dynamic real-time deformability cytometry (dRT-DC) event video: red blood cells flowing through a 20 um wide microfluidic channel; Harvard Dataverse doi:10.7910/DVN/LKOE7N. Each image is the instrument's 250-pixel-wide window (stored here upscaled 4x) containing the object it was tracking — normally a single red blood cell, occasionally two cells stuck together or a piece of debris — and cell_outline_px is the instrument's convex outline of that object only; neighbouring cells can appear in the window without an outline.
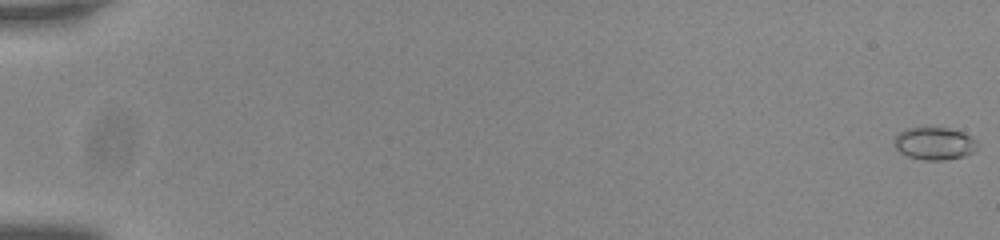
{"species": "common noctule bat (a hibernating species)", "species_latin": "Nyctalus noctula", "temperature_condition": "room temperature", "stored_images_in_passage": 57, "camera_frame_rate_fps": 3000, "um_per_image_px": 0.085, "animal": {"sex": "male", "body_mass_g": 20.0, "forearm_length_mm": 53.3}, "frame": {"image": 1, "passage_image": 1, "time_ms": 0.0, "image_size_px": [1000, 240], "cell_outline_px": [[980, 144], [976, 152], [964, 156], [944, 160], [924, 160], [908, 156], [900, 152], [896, 148], [896, 136], [900, 132], [908, 128], [948, 128], [972, 136]], "centroid_in_image_um": [79.51, 12.21], "position_along_channel_um": 5.5, "area_um2": 15.72}}
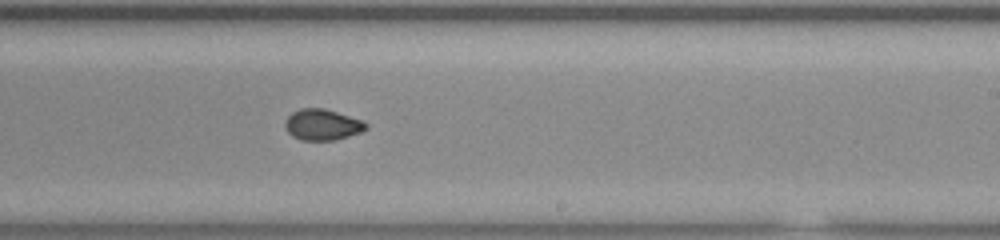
{"frame": {"image": 2, "passage_image": 37, "time_ms": 12.0, "image_size_px": [1000, 240], "cell_outline_px": [[368, 128], [360, 132], [336, 140], [300, 140], [292, 136], [288, 132], [284, 124], [284, 120], [292, 112], [300, 108], [324, 108], [360, 120], [368, 124]], "centroid_in_image_um": [27.36, 10.6], "position_along_channel_um": 261.6, "area_um2": 14.57}}
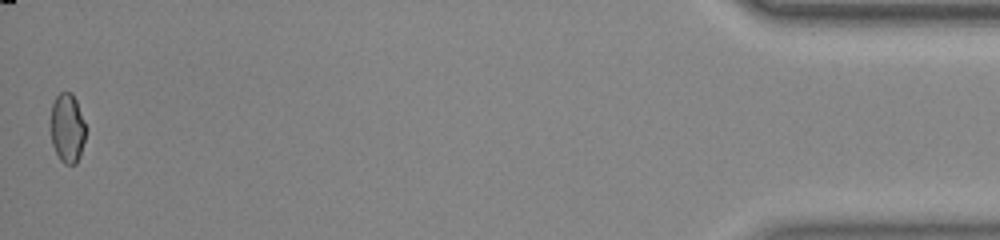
{"frame": {"image": 3, "passage_image": 57, "time_ms": 18.667, "image_size_px": [1000, 240], "cell_outline_px": [[84, 140], [80, 156], [76, 164], [64, 164], [60, 160], [52, 144], [48, 124], [52, 104], [56, 96], [60, 92], [72, 92], [76, 100], [84, 120]], "centroid_in_image_um": [5.67, 10.88], "position_along_channel_um": 429.5, "area_um2": 14.45}, "authors_computed_cell_mechanics": {"area_um2": 14.6812, "velocity_mm_per_s": 3.7674, "shape_relaxation_time_tau1_ms": null, "shape_relaxation_time_tau2_ms": 1.2925, "deformation_change_tau1": null, "deformation_change_tau2": 0.0374}}